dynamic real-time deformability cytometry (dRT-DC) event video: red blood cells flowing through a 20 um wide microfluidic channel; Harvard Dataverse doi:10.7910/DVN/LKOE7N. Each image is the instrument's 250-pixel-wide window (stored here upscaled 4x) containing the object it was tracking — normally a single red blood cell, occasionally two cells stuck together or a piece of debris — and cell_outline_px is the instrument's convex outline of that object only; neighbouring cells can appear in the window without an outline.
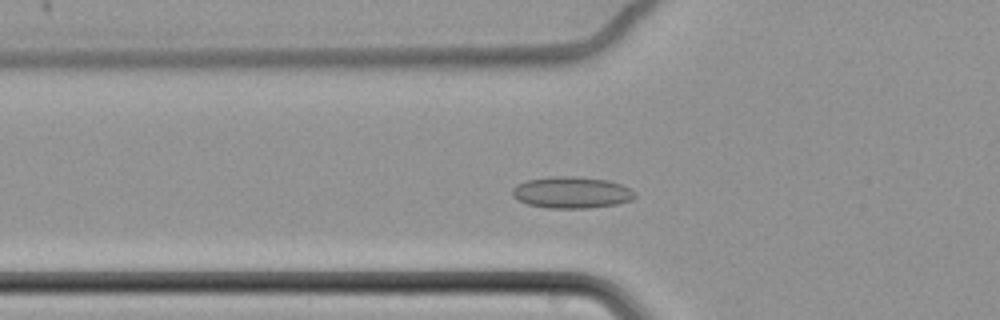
{"species": "common noctule bat (a hibernating species)", "species_latin": "Nyctalus noctula", "temperature_condition": "cold", "stored_images_in_passage": 57, "camera_frame_rate_fps": 3000, "um_per_image_px": 0.085, "animal": {"sex": "female", "body_mass_g": 22.7, "forearm_length_mm": 54.2}, "frame": {"image": 1, "passage_image": 18, "time_ms": 5.667, "image_size_px": [1000, 320], "cell_outline_px": [[636, 196], [632, 200], [616, 204], [588, 208], [548, 208], [528, 204], [512, 196], [512, 188], [516, 184], [528, 180], [552, 176], [572, 176], [608, 180], [620, 184], [636, 192]], "centroid_in_image_um": [48.59, 16.36], "position_along_channel_um": 77.2, "area_um2": 22.48}}
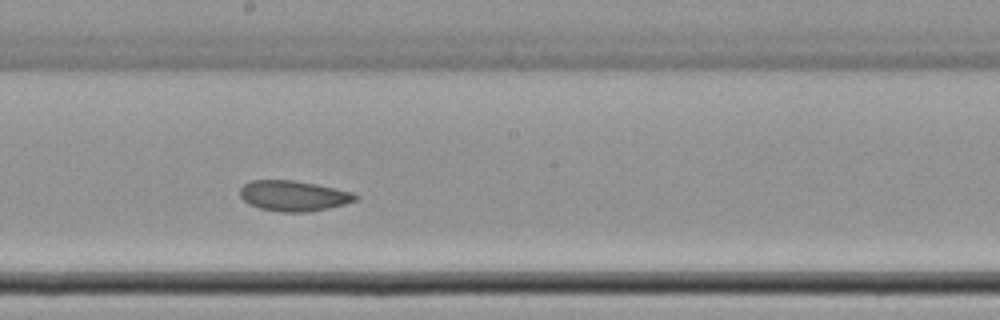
{"frame": {"image": 2, "passage_image": 31, "time_ms": 10.0, "image_size_px": [1000, 320], "cell_outline_px": [[360, 196], [356, 200], [344, 204], [328, 208], [304, 212], [280, 212], [260, 208], [248, 204], [240, 196], [240, 188], [244, 184], [252, 180], [292, 180], [316, 184], [352, 192]], "centroid_in_image_um": [24.93, 16.64], "position_along_channel_um": 223.3, "area_um2": 20.4}}
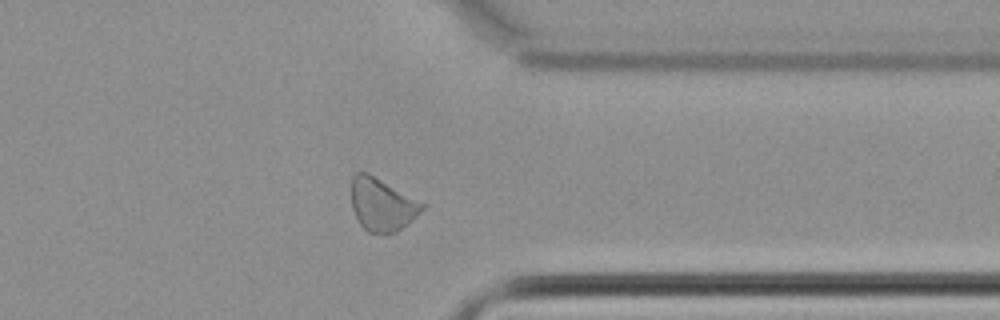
{"frame": {"image": 3, "passage_image": 45, "time_ms": 14.667, "image_size_px": [1000, 320], "cell_outline_px": [[424, 208], [412, 220], [396, 232], [368, 232], [360, 224], [352, 208], [352, 176], [356, 172], [368, 172], [424, 204]], "centroid_in_image_um": [32.44, 17.37], "position_along_channel_um": 379.0, "area_um2": 21.27}, "authors_computed_cell_mechanics": {"area_um2": 22.0218, "velocity_mm_per_s": 3.402, "shape_relaxation_time_tau1_ms": null, "shape_relaxation_time_tau2_ms": 3.3528, "deformation_change_tau1": null, "deformation_change_tau2": 0.0811}}